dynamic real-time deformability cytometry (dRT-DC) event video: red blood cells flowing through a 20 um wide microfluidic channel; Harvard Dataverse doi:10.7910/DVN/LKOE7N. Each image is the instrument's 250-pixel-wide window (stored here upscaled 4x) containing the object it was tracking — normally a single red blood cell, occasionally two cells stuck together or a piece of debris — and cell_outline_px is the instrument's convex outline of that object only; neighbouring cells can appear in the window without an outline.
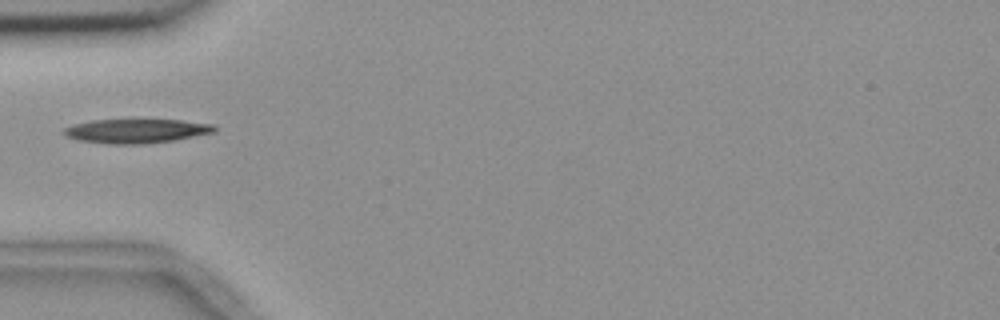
{"species": "common noctule bat (a hibernating species)", "species_latin": "Nyctalus noctula", "temperature_condition": "room temperature", "stored_images_in_passage": 38, "camera_frame_rate_fps": 3000, "um_per_image_px": 0.085, "animal": {"sex": "female", "body_mass_g": 18.4}, "frame": {"image": 1, "passage_image": 1, "time_ms": 0.0, "image_size_px": [1000, 320], "cell_outline_px": [[216, 132], [172, 140], [140, 144], [112, 144], [80, 140], [68, 136], [64, 132], [64, 128], [76, 124], [92, 120], [180, 120], [216, 124]], "centroid_in_image_um": [11.65, 11.12], "position_along_channel_um": 73.3, "area_um2": 20.81}}
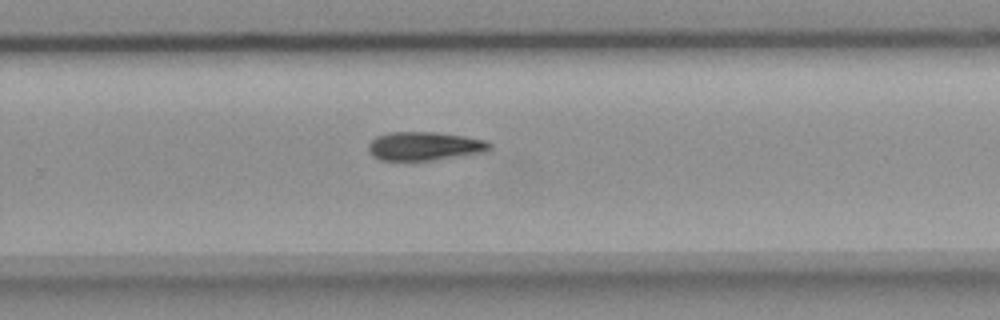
{"frame": {"image": 2, "passage_image": 19, "time_ms": 6.0, "image_size_px": [1000, 320], "cell_outline_px": [[492, 148], [480, 152], [432, 160], [380, 160], [372, 156], [368, 148], [368, 144], [376, 136], [388, 132], [436, 132], [464, 136], [488, 140], [492, 144]], "centroid_in_image_um": [36.06, 12.4], "position_along_channel_um": 293.7, "area_um2": 20.11}}
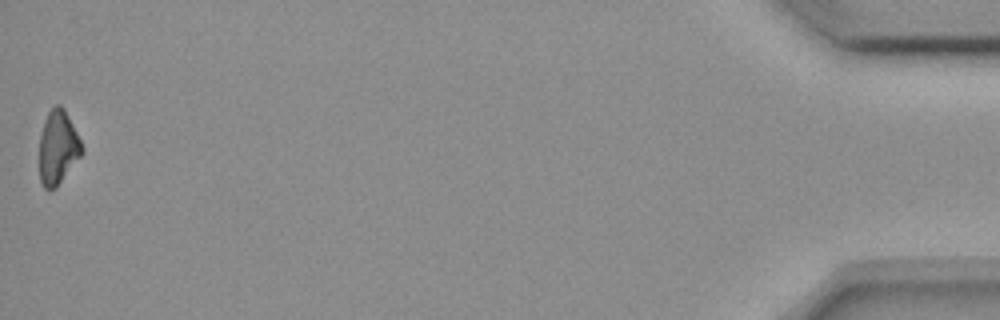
{"frame": {"image": 3, "passage_image": 38, "time_ms": 12.333, "image_size_px": [1000, 320], "cell_outline_px": [[84, 152], [56, 188], [44, 188], [40, 180], [40, 136], [44, 120], [48, 112], [56, 104], [60, 104], [64, 108], [84, 148]], "centroid_in_image_um": [4.93, 12.53], "position_along_channel_um": 430.3, "area_um2": 18.15}}